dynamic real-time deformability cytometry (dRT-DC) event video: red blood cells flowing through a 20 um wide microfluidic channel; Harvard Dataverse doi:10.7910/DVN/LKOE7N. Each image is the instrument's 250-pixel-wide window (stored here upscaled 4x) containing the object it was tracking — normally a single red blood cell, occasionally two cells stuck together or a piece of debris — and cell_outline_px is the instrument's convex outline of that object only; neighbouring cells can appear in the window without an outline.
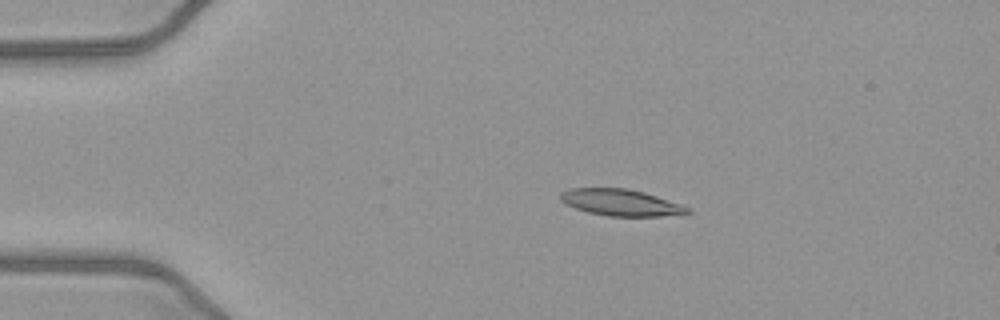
{"species": "common noctule bat (a hibernating species)", "species_latin": "Nyctalus noctula", "temperature_condition": "warm", "stored_images_in_passage": 52, "camera_frame_rate_fps": 3000, "um_per_image_px": 0.085, "animal": {"sex": "female", "body_mass_g": 21.9}, "frame": {"image": 1, "passage_image": 11, "time_ms": 3.333, "image_size_px": [1000, 320], "cell_outline_px": [[688, 212], [652, 216], [616, 216], [592, 212], [580, 208], [564, 200], [572, 192], [580, 188], [620, 188], [640, 192], [664, 200]], "centroid_in_image_um": [52.77, 17.22], "position_along_channel_um": 32.2, "area_um2": 16.94}}
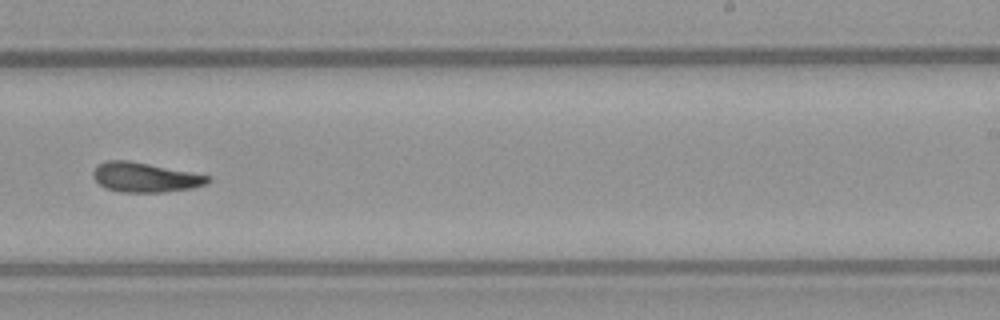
{"frame": {"image": 2, "passage_image": 33, "time_ms": 10.667, "image_size_px": [1000, 320], "cell_outline_px": [[208, 180], [200, 184], [184, 188], [148, 192], [136, 192], [112, 188], [96, 180], [96, 168], [104, 164], [144, 164], [208, 176]], "centroid_in_image_um": [12.4, 15.11], "position_along_channel_um": 276.6, "area_um2": 16.7}}
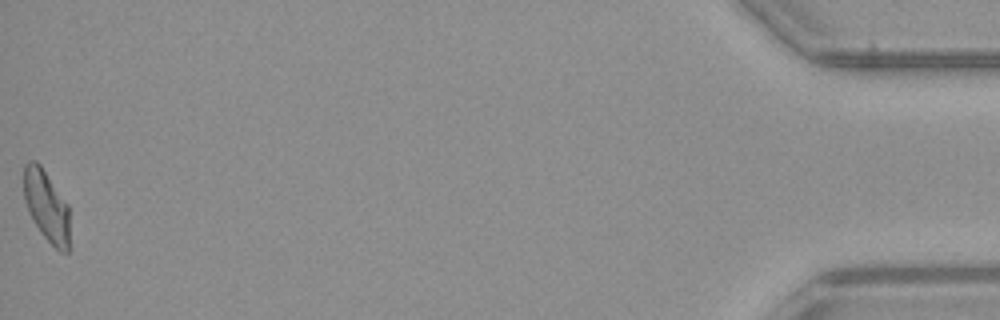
{"frame": {"image": 3, "passage_image": 52, "time_ms": 17.0, "image_size_px": [1000, 320], "cell_outline_px": [[68, 248], [52, 244], [48, 240], [32, 216], [28, 208], [24, 196], [24, 168], [36, 164], [44, 172], [68, 208]], "centroid_in_image_um": [3.93, 17.51], "position_along_channel_um": 431.3, "area_um2": 16.7}, "authors_computed_cell_mechanics": {"area_um2": 16.5886, "velocity_mm_per_s": 4.0499, "shape_relaxation_time_tau1_ms": null, "shape_relaxation_time_tau2_ms": 5.0681, "deformation_change_tau1": null, "deformation_change_tau2": 0.1292}}